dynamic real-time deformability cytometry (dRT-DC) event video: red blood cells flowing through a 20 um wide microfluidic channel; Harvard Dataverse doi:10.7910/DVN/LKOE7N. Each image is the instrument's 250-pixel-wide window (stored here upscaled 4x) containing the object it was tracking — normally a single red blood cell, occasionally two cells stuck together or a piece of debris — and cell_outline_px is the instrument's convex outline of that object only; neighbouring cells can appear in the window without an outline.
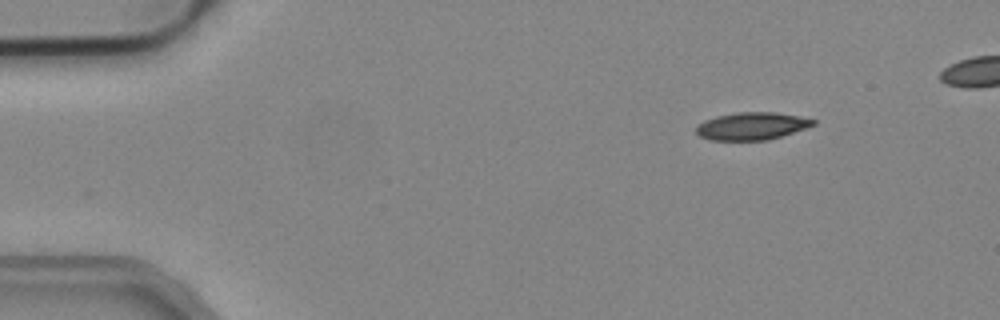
{"species": "common noctule bat (a hibernating species)", "species_latin": "Nyctalus noctula", "temperature_condition": "cold", "stored_images_in_passage": 43, "camera_frame_rate_fps": 3000, "um_per_image_px": 0.085, "animal": {"sex": "male", "body_mass_g": 19.2, "forearm_length_mm": 51.8}, "frame": {"image": 1, "passage_image": 1, "time_ms": 0.0, "image_size_px": [1000, 320], "cell_outline_px": [[816, 124], [768, 140], [708, 140], [700, 136], [696, 132], [696, 124], [704, 120], [716, 116], [740, 112], [772, 112], [796, 116], [816, 120]], "centroid_in_image_um": [63.83, 10.72], "position_along_channel_um": 21.2, "area_um2": 18.55}}
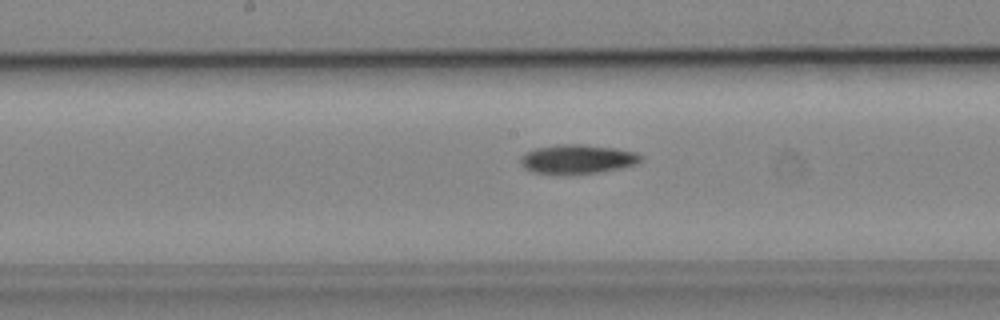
{"frame": {"image": 2, "passage_image": 21, "time_ms": 6.667, "image_size_px": [1000, 320], "cell_outline_px": [[640, 160], [636, 164], [596, 172], [560, 176], [532, 172], [524, 168], [520, 164], [520, 160], [528, 152], [536, 148], [560, 144], [580, 144], [616, 148], [636, 152], [640, 156]], "centroid_in_image_um": [49.02, 13.54], "position_along_channel_um": 199.2, "area_um2": 20.4}}
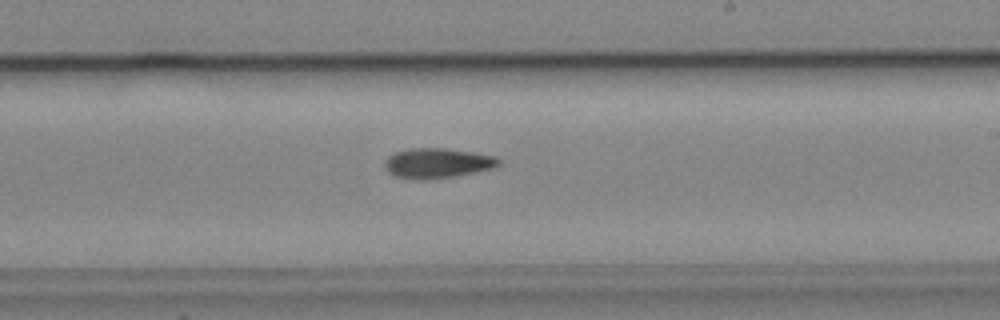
{"frame": {"image": 3, "passage_image": 25, "time_ms": 8.0, "image_size_px": [1000, 320], "cell_outline_px": [[500, 164], [492, 168], [476, 172], [456, 176], [428, 180], [412, 180], [392, 176], [384, 168], [384, 164], [388, 156], [396, 152], [408, 148], [444, 148], [472, 152], [496, 156], [500, 160]], "centroid_in_image_um": [37.13, 13.88], "position_along_channel_um": 251.9, "area_um2": 20.23}, "authors_computed_cell_mechanics": {"area_um2": 19.5364, "velocity_mm_per_s": 3.9701, "shape_relaxation_time_tau1_ms": 7.4479, "shape_relaxation_time_tau2_ms": null, "deformation_change_tau1": 0.1691, "deformation_change_tau2": null}}